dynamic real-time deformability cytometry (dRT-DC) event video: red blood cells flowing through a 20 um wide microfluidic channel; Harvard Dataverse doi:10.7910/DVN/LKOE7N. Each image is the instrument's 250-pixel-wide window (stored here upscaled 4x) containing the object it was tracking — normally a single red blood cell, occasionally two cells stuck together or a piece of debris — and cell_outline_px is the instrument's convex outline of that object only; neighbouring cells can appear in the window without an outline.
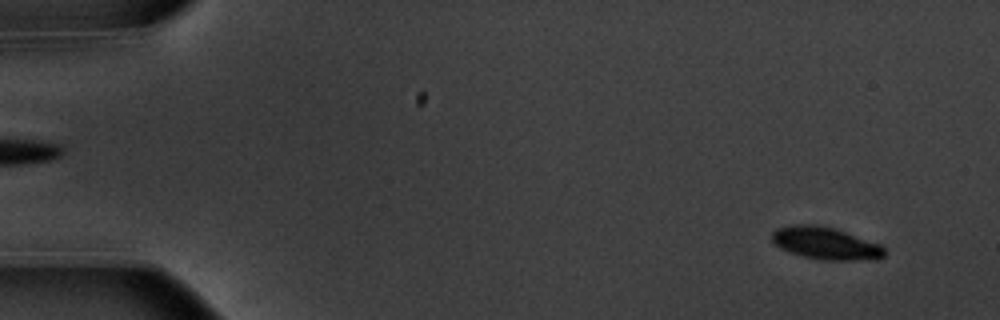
{"species": "common noctule bat (a hibernating species)", "species_latin": "Nyctalus noctula", "temperature_condition": "warm", "stored_images_in_passage": 30, "camera_frame_rate_fps": 3000, "um_per_image_px": 0.085, "animal": {"sex": "male", "body_mass_g": 20.1, "forearm_length_mm": 53.5}, "frame": {"image": 1, "passage_image": 4, "time_ms": 1.0, "image_size_px": [1000, 320], "cell_outline_px": [[884, 256], [876, 260], [824, 260], [804, 256], [788, 252], [780, 248], [772, 240], [772, 232], [776, 228], [792, 224], [816, 224], [832, 228], [880, 244], [884, 248]], "centroid_in_image_um": [70.15, 20.68], "position_along_channel_um": 14.8, "area_um2": 21.1}}
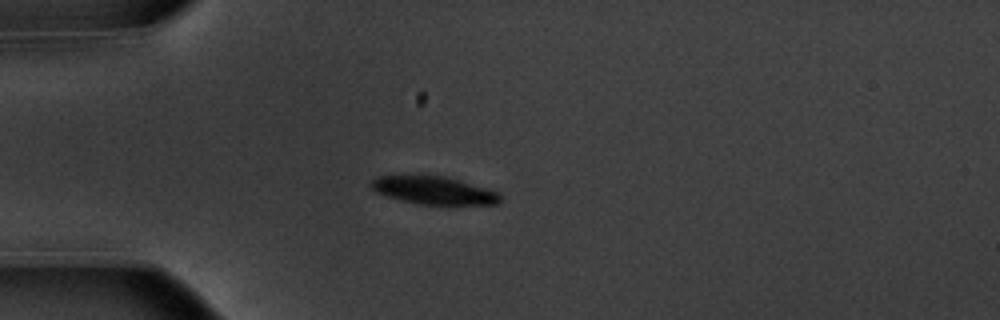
{"frame": {"image": 2, "passage_image": 15, "time_ms": 4.667, "image_size_px": [1000, 320], "cell_outline_px": [[504, 196], [496, 204], [416, 204], [400, 200], [376, 192], [368, 184], [372, 180], [380, 176], [444, 176], [460, 180], [500, 192]], "centroid_in_image_um": [36.9, 16.19], "position_along_channel_um": 48.1, "area_um2": 20.81}}
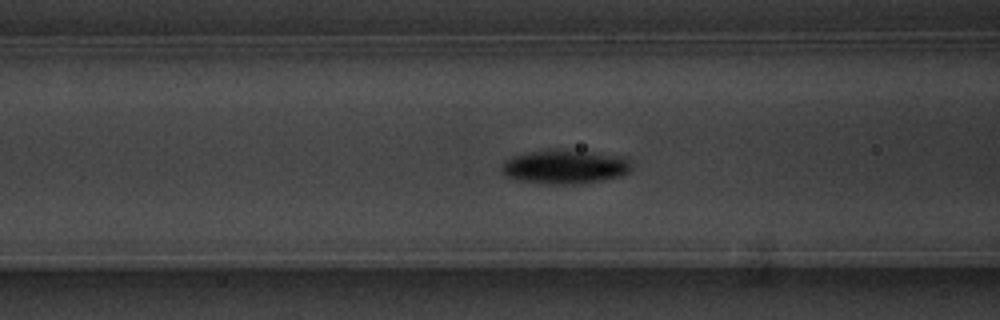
{"frame": {"image": 3, "passage_image": 22, "time_ms": 7.0, "image_size_px": [1000, 320], "cell_outline_px": [[632, 168], [628, 172], [620, 176], [600, 180], [556, 184], [552, 184], [520, 180], [508, 176], [504, 172], [504, 164], [512, 156], [532, 152], [556, 148], [624, 156], [628, 160]], "centroid_in_image_um": [48.07, 14.15], "position_along_channel_um": 118.5, "area_um2": 24.91}}